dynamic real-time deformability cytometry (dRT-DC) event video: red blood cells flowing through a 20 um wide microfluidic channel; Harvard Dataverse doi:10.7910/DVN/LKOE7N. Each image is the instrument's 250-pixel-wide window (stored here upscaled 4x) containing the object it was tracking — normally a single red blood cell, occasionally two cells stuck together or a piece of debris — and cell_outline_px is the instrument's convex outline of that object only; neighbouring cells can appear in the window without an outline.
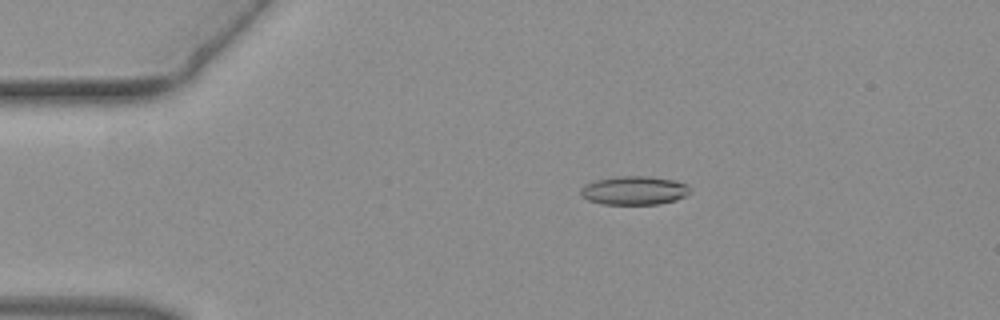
{"species": "common noctule bat (a hibernating species)", "species_latin": "Nyctalus noctula", "temperature_condition": "warm", "stored_images_in_passage": 43, "camera_frame_rate_fps": 3000, "um_per_image_px": 0.085, "animal": {"sex": "female", "body_mass_g": 19.3, "forearm_length_mm": 54.1}, "frame": {"image": 1, "passage_image": 5, "time_ms": 1.333, "image_size_px": [1000, 320], "cell_outline_px": [[692, 192], [676, 200], [660, 204], [604, 204], [588, 200], [580, 196], [580, 188], [584, 184], [596, 180], [620, 176], [648, 176], [676, 180], [688, 184]], "centroid_in_image_um": [53.92, 16.18], "position_along_channel_um": 31.1, "area_um2": 18.5}}
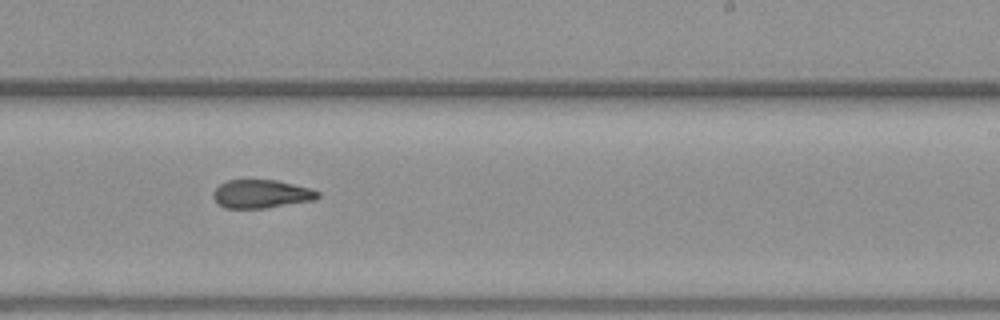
{"frame": {"image": 2, "passage_image": 25, "time_ms": 8.0, "image_size_px": [1000, 320], "cell_outline_px": [[320, 196], [316, 200], [264, 208], [224, 208], [212, 196], [212, 192], [220, 184], [228, 180], [276, 180], [312, 188], [320, 192]], "centroid_in_image_um": [22.25, 16.48], "position_along_channel_um": 266.8, "area_um2": 17.34}}
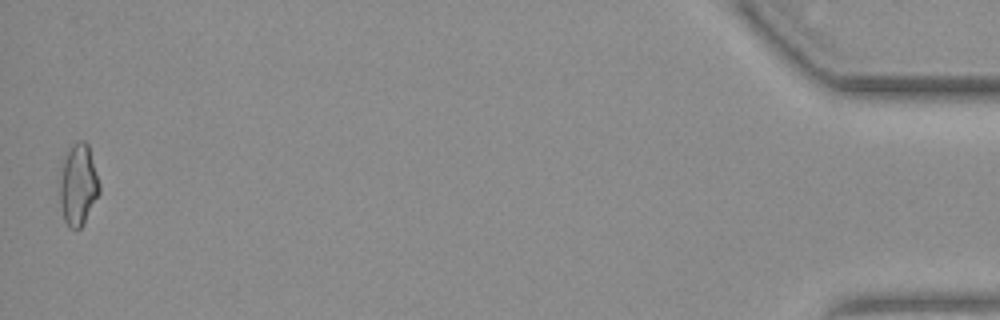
{"frame": {"image": 3, "passage_image": 43, "time_ms": 14.0, "image_size_px": [1000, 320], "cell_outline_px": [[100, 192], [84, 224], [80, 228], [68, 228], [64, 220], [60, 204], [60, 180], [64, 160], [72, 144], [80, 140], [84, 140], [88, 144], [100, 184]], "centroid_in_image_um": [6.66, 15.74], "position_along_channel_um": 428.5, "area_um2": 18.67}}